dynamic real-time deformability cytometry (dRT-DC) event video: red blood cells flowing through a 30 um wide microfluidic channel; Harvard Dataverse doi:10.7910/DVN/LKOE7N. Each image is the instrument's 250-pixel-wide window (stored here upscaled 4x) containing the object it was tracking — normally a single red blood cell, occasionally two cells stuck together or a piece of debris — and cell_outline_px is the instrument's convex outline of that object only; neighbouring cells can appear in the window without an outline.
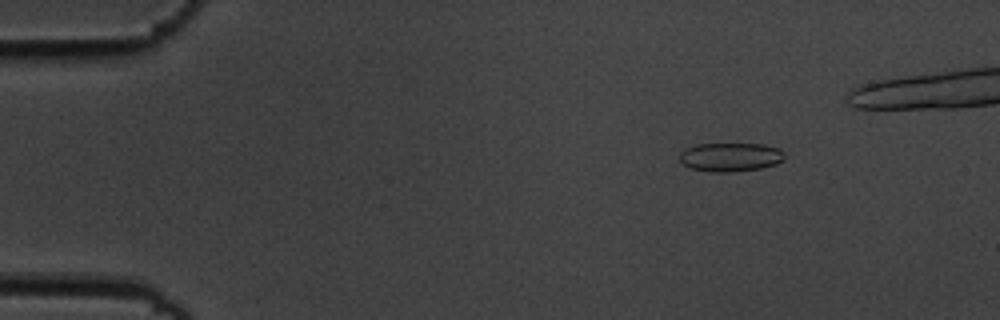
{"species": "common noctule bat (a hibernating species)", "species_latin": "Nyctalus noctula", "temperature_condition": "cold", "stored_images_in_passage": 51, "camera_frame_rate_fps": 3000, "um_per_image_px": 0.085, "animal": {"sex": "male", "body_mass_g": 19.5, "forearm_length_mm": 54.6}, "frame": {"image": 1, "passage_image": 9, "time_ms": 2.667, "image_size_px": [1000, 320], "cell_outline_px": [[784, 160], [776, 164], [760, 168], [732, 172], [708, 172], [692, 168], [684, 164], [680, 160], [680, 152], [684, 148], [696, 144], [764, 144], [780, 148], [784, 152]], "centroid_in_image_um": [62.1, 13.34], "position_along_channel_um": 22.9, "area_um2": 17.74}}
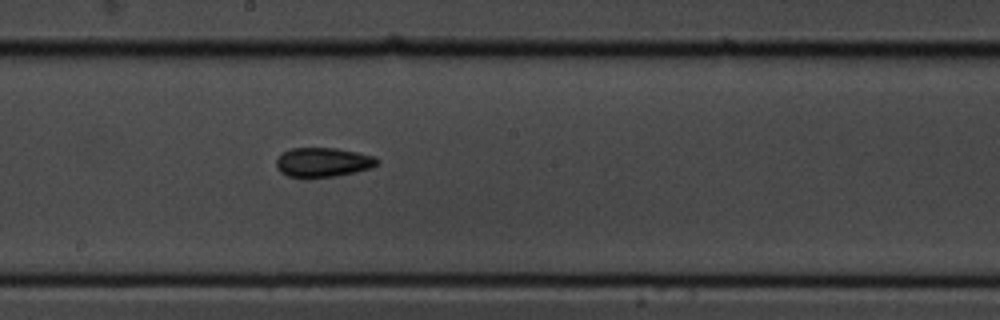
{"frame": {"image": 2, "passage_image": 32, "time_ms": 10.333, "image_size_px": [1000, 320], "cell_outline_px": [[380, 160], [372, 168], [356, 172], [336, 176], [288, 176], [280, 172], [276, 168], [276, 160], [284, 152], [292, 148], [336, 148], [356, 152], [372, 156]], "centroid_in_image_um": [27.46, 13.78], "position_along_channel_um": 220.7, "area_um2": 16.94}}
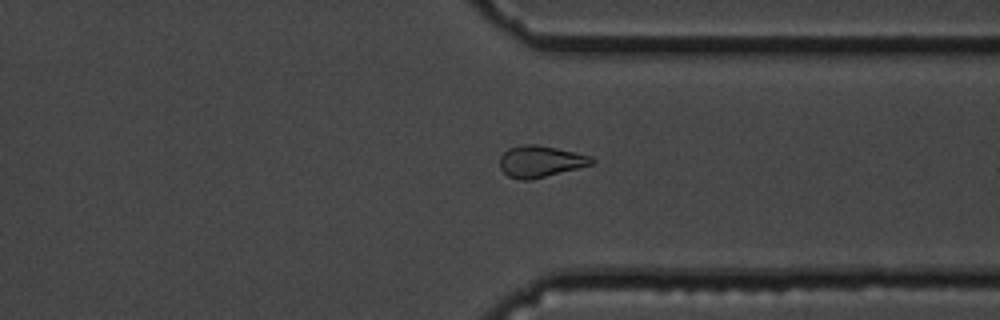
{"frame": {"image": 3, "passage_image": 44, "time_ms": 14.333, "image_size_px": [1000, 320], "cell_outline_px": [[596, 160], [592, 164], [532, 180], [520, 180], [508, 176], [500, 168], [500, 156], [508, 148], [520, 144], [536, 144], [556, 148], [592, 156]], "centroid_in_image_um": [45.91, 13.72], "position_along_channel_um": 365.5, "area_um2": 16.94}}